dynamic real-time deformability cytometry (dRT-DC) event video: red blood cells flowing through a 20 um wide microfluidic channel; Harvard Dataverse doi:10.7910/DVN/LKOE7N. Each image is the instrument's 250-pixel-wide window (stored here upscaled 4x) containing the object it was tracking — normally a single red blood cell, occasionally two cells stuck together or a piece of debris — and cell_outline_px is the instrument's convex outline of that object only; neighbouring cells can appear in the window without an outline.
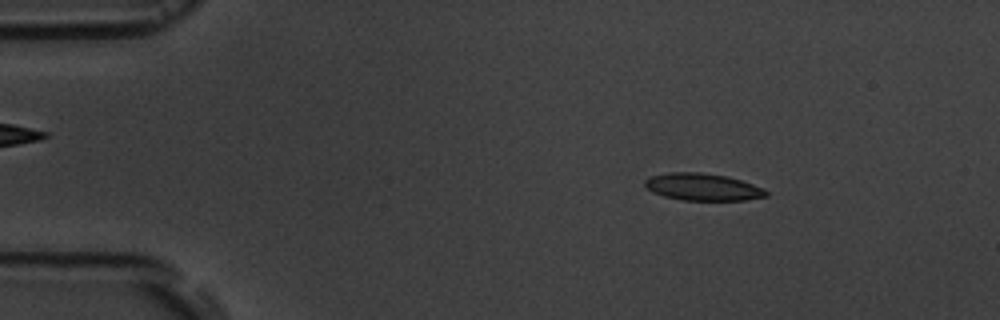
{"species": "common noctule bat (a hibernating species)", "species_latin": "Nyctalus noctula", "temperature_condition": "room temperature", "stored_images_in_passage": 4, "camera_frame_rate_fps": 3000, "um_per_image_px": 0.085, "animal": {"sex": "male", "body_mass_g": 19.5, "forearm_length_mm": 54.6}, "frame": {"image": 1, "passage_image": 2, "time_ms": 1.333, "image_size_px": [1000, 320], "cell_outline_px": [[768, 196], [744, 200], [680, 200], [664, 196], [652, 192], [644, 184], [644, 180], [652, 176], [668, 172], [700, 172], [728, 176], [764, 188], [768, 192]], "centroid_in_image_um": [59.73, 15.89], "position_along_channel_um": 25.3, "area_um2": 19.19}}